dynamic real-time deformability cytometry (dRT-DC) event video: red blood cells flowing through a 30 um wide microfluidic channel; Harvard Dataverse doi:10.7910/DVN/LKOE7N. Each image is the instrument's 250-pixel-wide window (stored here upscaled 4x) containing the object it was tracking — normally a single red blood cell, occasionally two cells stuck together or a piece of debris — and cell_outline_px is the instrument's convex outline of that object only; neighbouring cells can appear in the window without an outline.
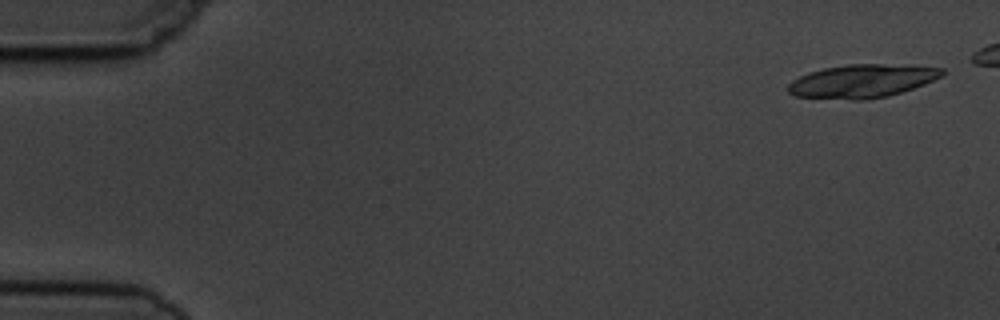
{"species": "common noctule bat (a hibernating species)", "species_latin": "Nyctalus noctula", "temperature_condition": "cold", "stored_images_in_passage": 7, "camera_frame_rate_fps": 3000, "um_per_image_px": 0.085, "animal": {"sex": "male", "body_mass_g": 19.5, "forearm_length_mm": 54.6}, "frame": {"image": 1, "passage_image": 1, "time_ms": 0.0, "image_size_px": [1000, 320], "cell_outline_px": [[944, 72], [940, 76], [924, 84], [888, 96], [868, 100], [852, 100], [796, 96], [788, 92], [788, 84], [792, 80], [808, 72], [824, 68], [848, 64], [880, 64], [944, 68]], "centroid_in_image_um": [73.22, 6.9], "position_along_channel_um": 11.8, "area_um2": 29.59}}